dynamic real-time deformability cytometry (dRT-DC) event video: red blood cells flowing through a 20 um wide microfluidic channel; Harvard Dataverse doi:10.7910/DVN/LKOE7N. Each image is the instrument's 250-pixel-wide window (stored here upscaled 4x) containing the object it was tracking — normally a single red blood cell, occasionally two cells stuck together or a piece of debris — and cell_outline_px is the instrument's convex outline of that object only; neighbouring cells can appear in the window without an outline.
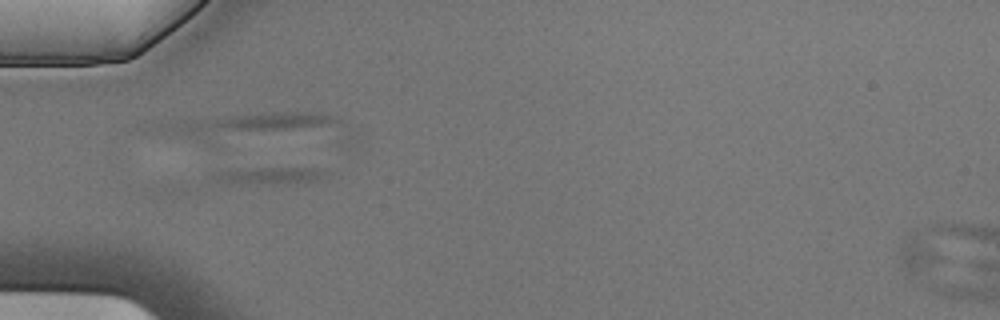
{"species": "Egyptian fruit bat (a non-hibernating species)", "species_latin": "Rousettus aegyptiacus", "temperature_condition": "cold", "stored_images_in_passage": 6, "camera_frame_rate_fps": 3000, "um_per_image_px": 0.085, "animal": {"sex": "male"}, "frame": {"image": 1, "passage_image": 5, "time_ms": 1.333, "image_size_px": [1000, 320], "cell_outline_px": [[332, 172], [328, 176], [316, 180], [288, 184], [260, 184], [216, 180], [208, 176], [212, 172], [228, 168], [312, 168]], "centroid_in_image_um": [22.89, 14.9], "position_along_channel_um": 62.1, "area_um2": 11.44}}